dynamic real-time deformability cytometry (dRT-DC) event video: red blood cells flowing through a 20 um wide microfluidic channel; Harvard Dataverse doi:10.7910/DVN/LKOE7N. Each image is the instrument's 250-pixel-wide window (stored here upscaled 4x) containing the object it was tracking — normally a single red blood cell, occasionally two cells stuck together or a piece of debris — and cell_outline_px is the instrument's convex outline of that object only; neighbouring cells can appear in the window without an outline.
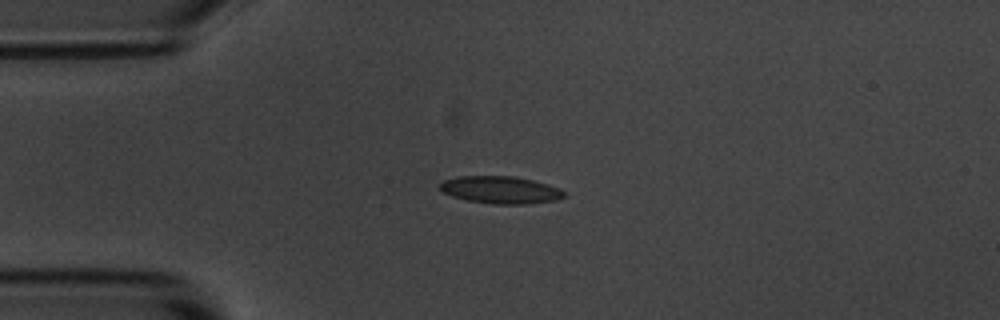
{"species": "common noctule bat (a hibernating species)", "species_latin": "Nyctalus noctula", "temperature_condition": "room temperature", "stored_images_in_passage": 4, "camera_frame_rate_fps": 3000, "um_per_image_px": 0.085, "animal": {"sex": "male", "body_mass_g": 20.1, "forearm_length_mm": 53.5}, "frame": {"image": 1, "passage_image": 3, "time_ms": 2.333, "image_size_px": [1000, 320], "cell_outline_px": [[564, 196], [556, 200], [528, 204], [492, 204], [468, 200], [452, 196], [444, 192], [440, 188], [440, 184], [444, 180], [456, 176], [516, 176], [548, 184], [560, 188], [564, 192]], "centroid_in_image_um": [42.56, 16.13], "position_along_channel_um": 42.4, "area_um2": 19.77}}